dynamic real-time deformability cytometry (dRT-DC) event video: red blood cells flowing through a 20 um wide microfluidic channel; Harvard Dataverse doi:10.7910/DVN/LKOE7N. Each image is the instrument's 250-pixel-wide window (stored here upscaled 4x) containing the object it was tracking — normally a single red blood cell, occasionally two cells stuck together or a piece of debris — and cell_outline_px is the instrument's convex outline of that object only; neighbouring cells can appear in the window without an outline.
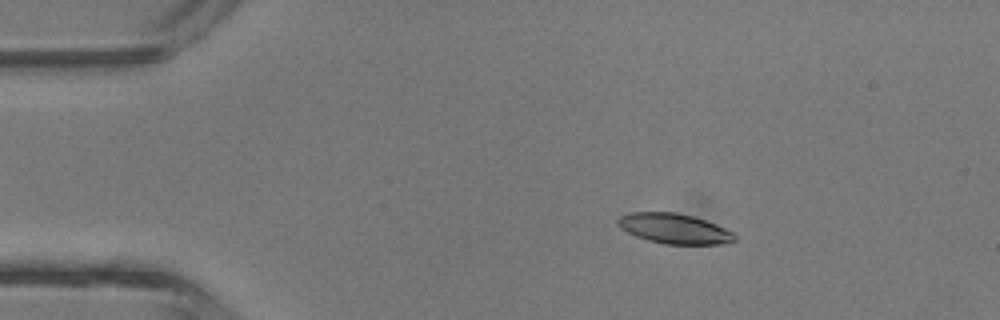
{"species": "common noctule bat (a hibernating species)", "species_latin": "Nyctalus noctula", "temperature_condition": "room temperature", "stored_images_in_passage": 5, "camera_frame_rate_fps": 3000, "um_per_image_px": 0.085, "animal": {"sex": "male", "body_mass_g": 13.3}, "frame": {"image": 1, "passage_image": 3, "time_ms": 2.333, "image_size_px": [1000, 320], "cell_outline_px": [[736, 240], [720, 244], [664, 244], [648, 240], [636, 236], [620, 228], [616, 224], [616, 220], [620, 216], [628, 212], [676, 212], [692, 216], [716, 224], [736, 232]], "centroid_in_image_um": [57.31, 19.43], "position_along_channel_um": 27.7, "area_um2": 20.63}}
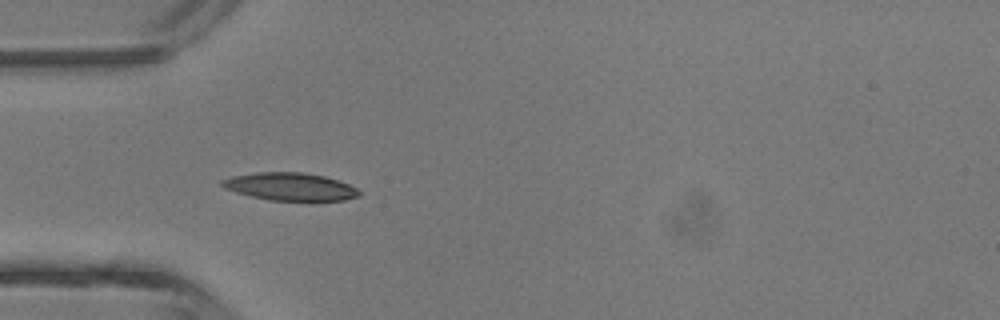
{"frame": {"image": 2, "passage_image": 5, "time_ms": 4.333, "image_size_px": [1000, 320], "cell_outline_px": [[360, 196], [344, 200], [268, 200], [236, 192], [224, 188], [220, 184], [220, 180], [232, 176], [260, 172], [300, 172], [324, 176], [348, 184], [356, 188], [360, 192]], "centroid_in_image_um": [24.64, 15.86], "position_along_channel_um": 60.4, "area_um2": 21.91}}